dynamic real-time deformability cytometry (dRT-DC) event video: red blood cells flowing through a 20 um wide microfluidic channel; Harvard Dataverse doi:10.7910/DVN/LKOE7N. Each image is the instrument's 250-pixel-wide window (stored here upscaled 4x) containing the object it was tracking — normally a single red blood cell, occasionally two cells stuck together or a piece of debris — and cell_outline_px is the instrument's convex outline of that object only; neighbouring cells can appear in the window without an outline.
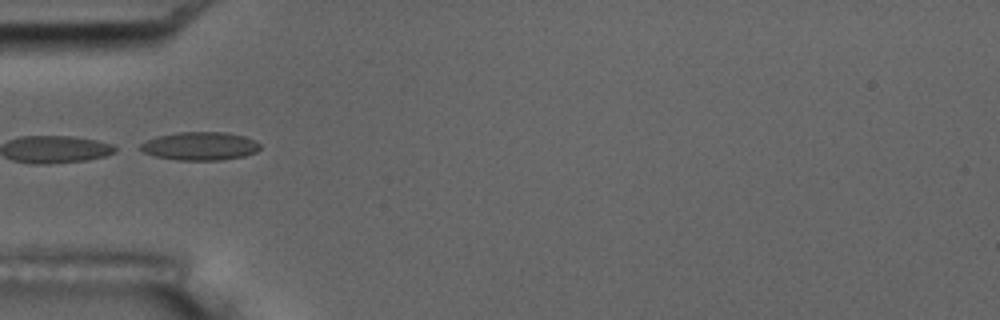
{"species": "common noctule bat (a hibernating species)", "species_latin": "Nyctalus noctula", "temperature_condition": "room temperature", "stored_images_in_passage": 7, "camera_frame_rate_fps": 3000, "um_per_image_px": 0.085, "animal": {"sex": "male", "body_mass_g": 17.5, "forearm_length_mm": 52.3}, "frame": {"image": 1, "passage_image": 2, "time_ms": 1.0, "image_size_px": [1000, 320], "cell_outline_px": [[260, 148], [256, 152], [244, 156], [220, 160], [176, 160], [156, 156], [144, 152], [136, 148], [140, 144], [156, 136], [180, 132], [228, 132], [244, 136], [256, 140], [260, 144]], "centroid_in_image_um": [17.0, 12.41], "position_along_channel_um": 68.0, "area_um2": 19.83}}
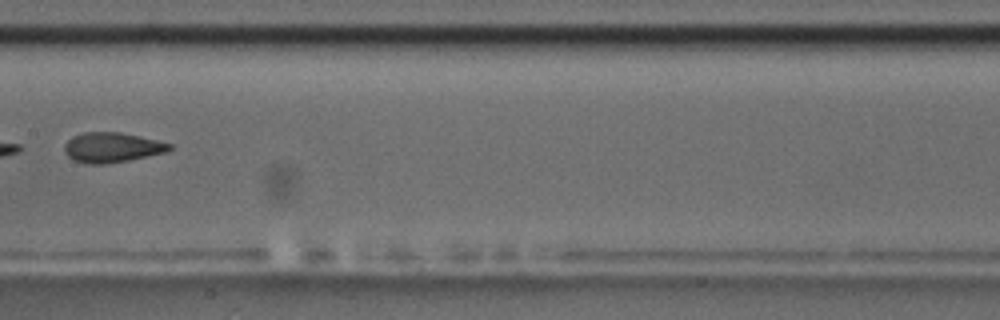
{"frame": {"image": 2, "passage_image": 5, "time_ms": 4.667, "image_size_px": [1000, 320], "cell_outline_px": [[172, 148], [168, 152], [128, 160], [104, 164], [84, 164], [72, 160], [64, 152], [64, 144], [72, 136], [84, 132], [120, 132], [156, 140], [172, 144]], "centroid_in_image_um": [9.48, 12.54], "position_along_channel_um": 197.9, "area_um2": 18.44}}
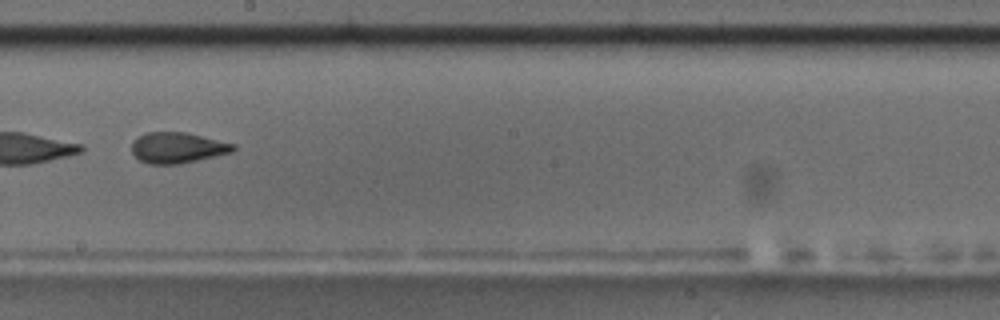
{"frame": {"image": 3, "passage_image": 6, "time_ms": 5.667, "image_size_px": [1000, 320], "cell_outline_px": [[236, 148], [232, 152], [180, 164], [148, 164], [140, 160], [132, 152], [132, 140], [136, 136], [144, 132], [184, 132], [236, 144]], "centroid_in_image_um": [15.05, 12.55], "position_along_channel_um": 233.1, "area_um2": 18.26}}